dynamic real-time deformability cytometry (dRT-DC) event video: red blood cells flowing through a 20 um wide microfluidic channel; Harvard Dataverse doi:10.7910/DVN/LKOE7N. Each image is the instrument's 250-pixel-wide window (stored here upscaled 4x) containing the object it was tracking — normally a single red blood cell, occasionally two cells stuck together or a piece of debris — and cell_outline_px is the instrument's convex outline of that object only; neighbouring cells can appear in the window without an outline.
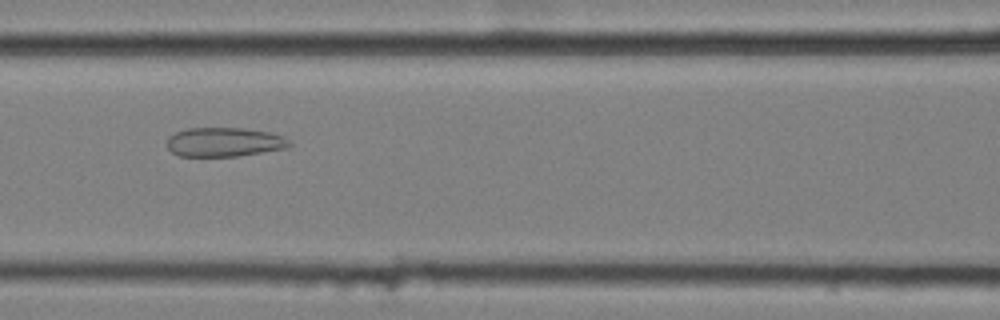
{"species": "common noctule bat (a hibernating species)", "species_latin": "Nyctalus noctula", "temperature_condition": "cold", "stored_images_in_passage": 12, "camera_frame_rate_fps": 3000, "um_per_image_px": 0.085, "animal": {"sex": "female", "body_mass_g": 25.1}, "frame": {"image": 1, "passage_image": 4, "time_ms": 1.0, "image_size_px": [1000, 320], "cell_outline_px": [[292, 144], [288, 148], [236, 156], [180, 156], [172, 152], [168, 148], [168, 136], [176, 132], [188, 128], [244, 128], [272, 132], [284, 136]], "centroid_in_image_um": [19.09, 12.07], "position_along_channel_um": 147.5, "area_um2": 20.87}}
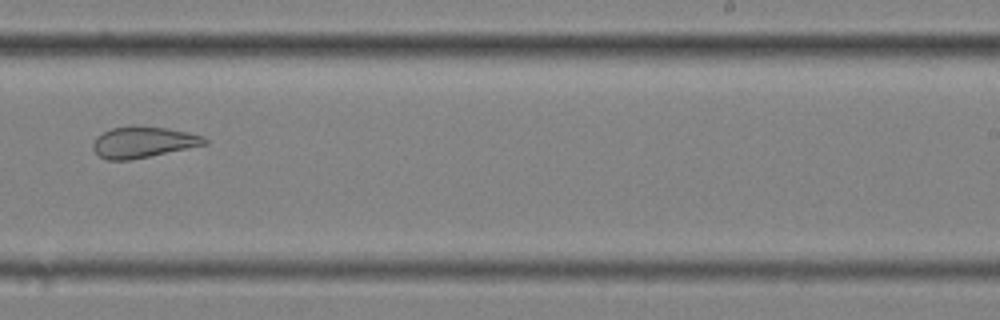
{"frame": {"image": 2, "passage_image": 7, "time_ms": 2.0, "image_size_px": [1000, 320], "cell_outline_px": [[208, 144], [128, 160], [108, 160], [100, 156], [92, 148], [92, 144], [96, 136], [112, 128], [168, 128], [188, 132], [204, 136], [208, 140]], "centroid_in_image_um": [12.18, 12.11], "position_along_channel_um": 276.8, "area_um2": 19.54}}
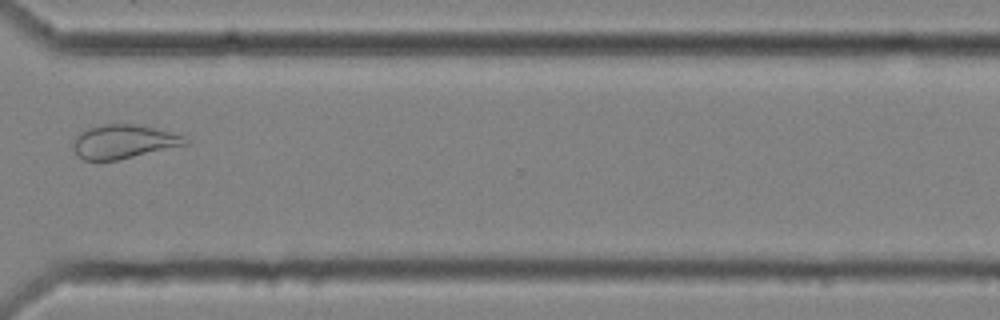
{"frame": {"image": 3, "passage_image": 9, "time_ms": 2.667, "image_size_px": [1000, 320], "cell_outline_px": [[188, 144], [116, 160], [84, 160], [72, 148], [72, 140], [80, 132], [88, 128], [104, 124], [136, 124], [172, 132], [184, 136], [188, 140]], "centroid_in_image_um": [10.48, 12.03], "position_along_channel_um": 360.1, "area_um2": 21.91}}